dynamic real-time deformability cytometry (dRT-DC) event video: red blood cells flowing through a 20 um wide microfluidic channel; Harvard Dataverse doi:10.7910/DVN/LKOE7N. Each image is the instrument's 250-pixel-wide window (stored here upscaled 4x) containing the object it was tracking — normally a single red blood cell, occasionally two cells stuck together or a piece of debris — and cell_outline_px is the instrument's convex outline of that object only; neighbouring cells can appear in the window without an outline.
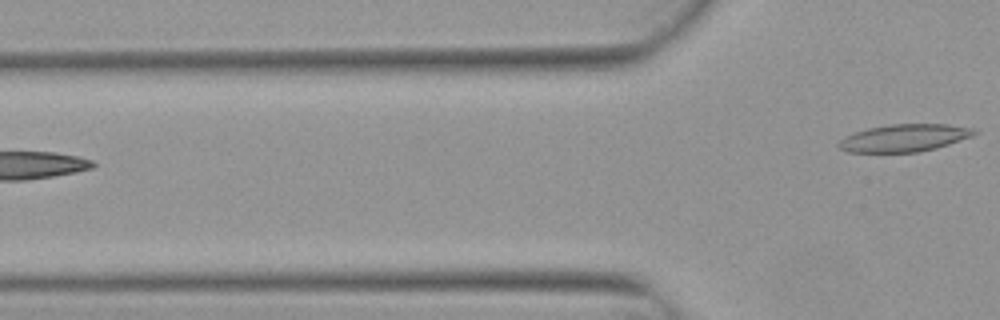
{"species": "Egyptian fruit bat (a non-hibernating species)", "species_latin": "Rousettus aegyptiacus", "temperature_condition": "warm", "stored_images_in_passage": 6, "camera_frame_rate_fps": 3000, "um_per_image_px": 0.085, "animal": {"sex": "female"}, "frame": {"image": 1, "passage_image": 6, "time_ms": 1.667, "image_size_px": [1000, 320], "cell_outline_px": [[980, 132], [972, 136], [936, 148], [920, 152], [848, 152], [840, 148], [836, 144], [844, 136], [868, 128], [888, 124], [948, 124], [972, 128]], "centroid_in_image_um": [76.86, 11.72], "position_along_channel_um": 48.9, "area_um2": 21.68}}